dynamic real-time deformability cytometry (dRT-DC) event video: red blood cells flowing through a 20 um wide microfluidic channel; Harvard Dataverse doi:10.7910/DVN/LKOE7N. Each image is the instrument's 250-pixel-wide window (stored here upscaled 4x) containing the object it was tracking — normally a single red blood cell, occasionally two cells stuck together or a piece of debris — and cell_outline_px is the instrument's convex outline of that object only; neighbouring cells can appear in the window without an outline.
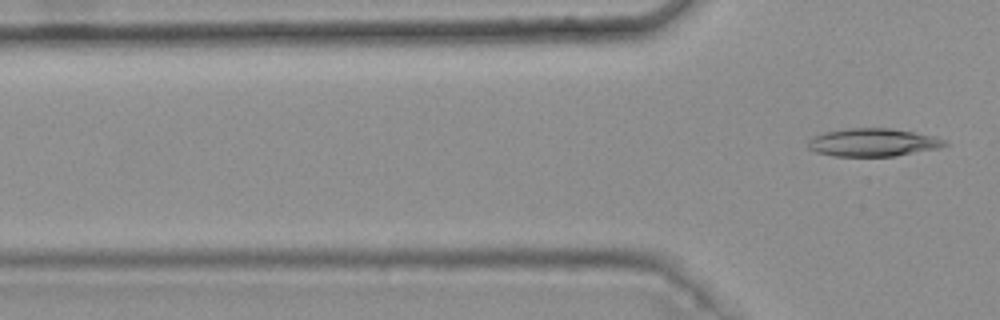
{"species": "common noctule bat (a hibernating species)", "species_latin": "Nyctalus noctula", "temperature_condition": "warm", "stored_images_in_passage": 3, "camera_frame_rate_fps": 3000, "um_per_image_px": 0.085, "animal": {"sex": "female", "body_mass_g": 25.1}, "frame": {"image": 1, "passage_image": 3, "time_ms": 0.667, "image_size_px": [1000, 320], "cell_outline_px": [[948, 144], [940, 148], [896, 156], [832, 156], [816, 152], [808, 148], [808, 140], [812, 136], [824, 132], [848, 128], [888, 128], [916, 132], [932, 136], [944, 140]], "centroid_in_image_um": [74.18, 12.11], "position_along_channel_um": 51.6, "area_um2": 22.37}}